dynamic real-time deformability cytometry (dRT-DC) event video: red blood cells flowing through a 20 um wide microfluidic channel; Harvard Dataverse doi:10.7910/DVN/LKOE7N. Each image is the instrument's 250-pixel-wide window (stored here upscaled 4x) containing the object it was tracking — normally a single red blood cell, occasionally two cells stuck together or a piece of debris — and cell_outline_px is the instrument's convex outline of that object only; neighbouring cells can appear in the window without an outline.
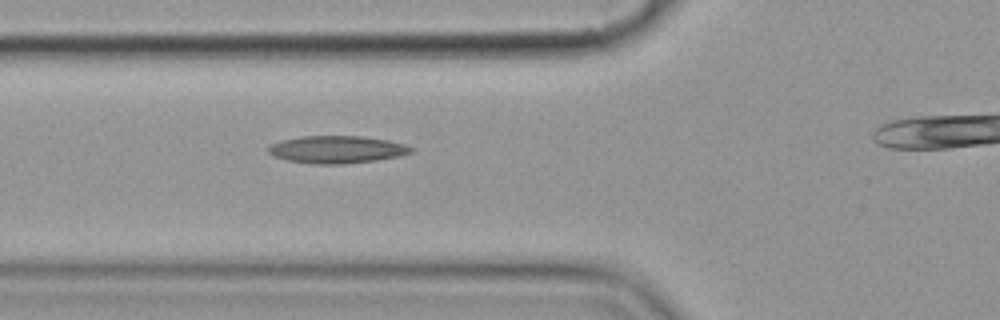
{"species": "common noctule bat (a hibernating species)", "species_latin": "Nyctalus noctula", "temperature_condition": "cold", "stored_images_in_passage": 3, "camera_frame_rate_fps": 3000, "um_per_image_px": 0.085, "animal": {"sex": "female", "body_mass_g": 19.9}, "frame": {"image": 1, "passage_image": 3, "time_ms": 2.0, "image_size_px": [1000, 320], "cell_outline_px": [[412, 152], [400, 156], [376, 160], [344, 164], [312, 164], [288, 160], [272, 156], [268, 152], [268, 148], [272, 144], [284, 140], [300, 136], [364, 136], [388, 140], [404, 144], [412, 148]], "centroid_in_image_um": [28.63, 12.71], "position_along_channel_um": 97.2, "area_um2": 22.77}}